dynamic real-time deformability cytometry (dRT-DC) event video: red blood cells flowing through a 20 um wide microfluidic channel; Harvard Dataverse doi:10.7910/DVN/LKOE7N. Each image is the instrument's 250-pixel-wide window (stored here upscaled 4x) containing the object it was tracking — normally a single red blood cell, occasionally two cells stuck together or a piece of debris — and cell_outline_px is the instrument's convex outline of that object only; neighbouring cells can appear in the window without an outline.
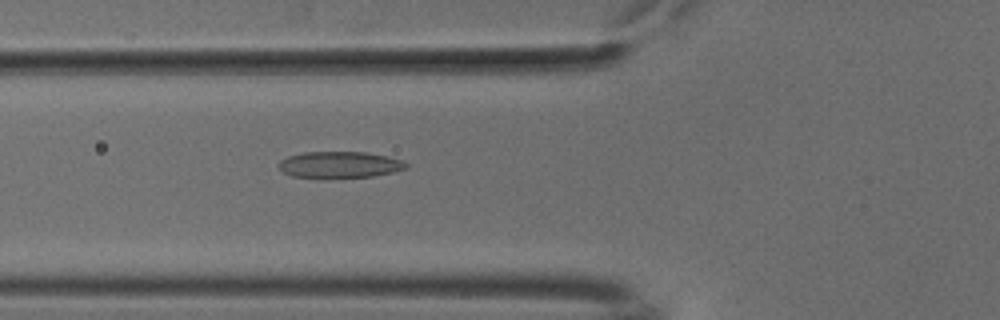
{"species": "common noctule bat (a hibernating species)", "species_latin": "Nyctalus noctula", "temperature_condition": "cold", "stored_images_in_passage": 53, "camera_frame_rate_fps": 3000, "um_per_image_px": 0.085, "animal": {"sex": "male", "body_mass_g": 18.8}, "frame": {"image": 1, "passage_image": 20, "time_ms": 6.333, "image_size_px": [1000, 320], "cell_outline_px": [[408, 168], [392, 172], [372, 176], [292, 176], [284, 172], [276, 164], [280, 160], [288, 156], [304, 152], [364, 152], [388, 156], [404, 160], [408, 164]], "centroid_in_image_um": [28.9, 13.96], "position_along_channel_um": 96.9, "area_um2": 19.13}}
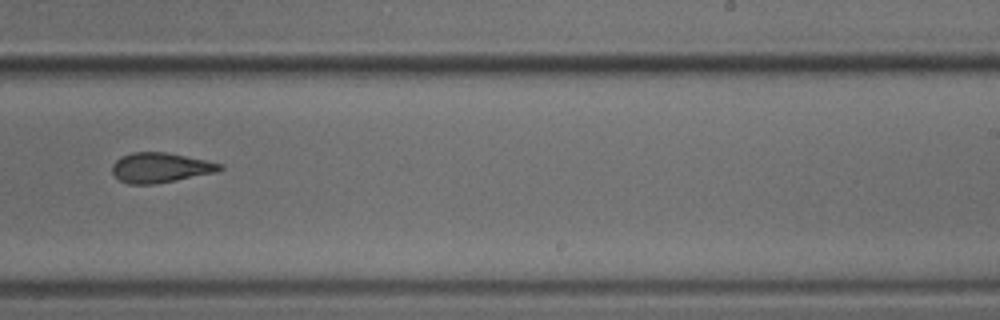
{"frame": {"image": 2, "passage_image": 34, "time_ms": 11.0, "image_size_px": [1000, 320], "cell_outline_px": [[224, 168], [216, 172], [156, 184], [128, 184], [120, 180], [112, 172], [112, 164], [120, 156], [132, 152], [164, 152], [224, 164]], "centroid_in_image_um": [13.61, 14.25], "position_along_channel_um": 275.4, "area_um2": 18.67}}
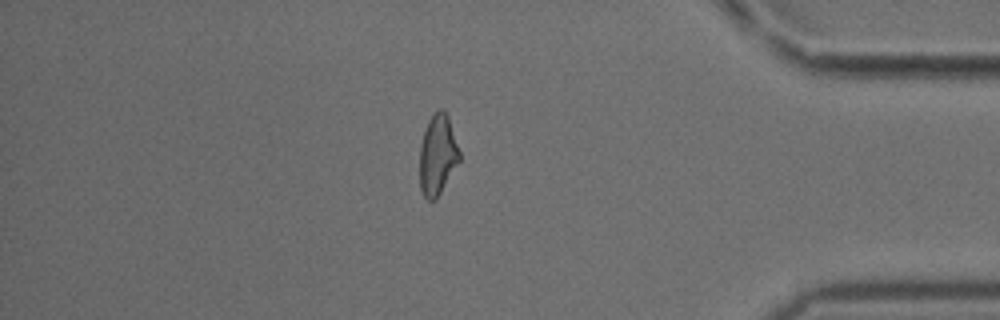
{"frame": {"image": 3, "passage_image": 46, "time_ms": 15.0, "image_size_px": [1000, 320], "cell_outline_px": [[460, 160], [436, 200], [428, 200], [424, 196], [420, 188], [420, 144], [428, 120], [440, 108], [444, 108], [448, 116], [460, 152]], "centroid_in_image_um": [37.2, 13.17], "position_along_channel_um": 398.0, "area_um2": 18.55}, "authors_computed_cell_mechanics": {"area_um2": 19.7098, "velocity_mm_per_s": 3.8099, "shape_relaxation_time_tau1_ms": 4.9221, "shape_relaxation_time_tau2_ms": 2.074, "deformation_change_tau1": 0.1559, "deformation_change_tau2": 0.1114}}